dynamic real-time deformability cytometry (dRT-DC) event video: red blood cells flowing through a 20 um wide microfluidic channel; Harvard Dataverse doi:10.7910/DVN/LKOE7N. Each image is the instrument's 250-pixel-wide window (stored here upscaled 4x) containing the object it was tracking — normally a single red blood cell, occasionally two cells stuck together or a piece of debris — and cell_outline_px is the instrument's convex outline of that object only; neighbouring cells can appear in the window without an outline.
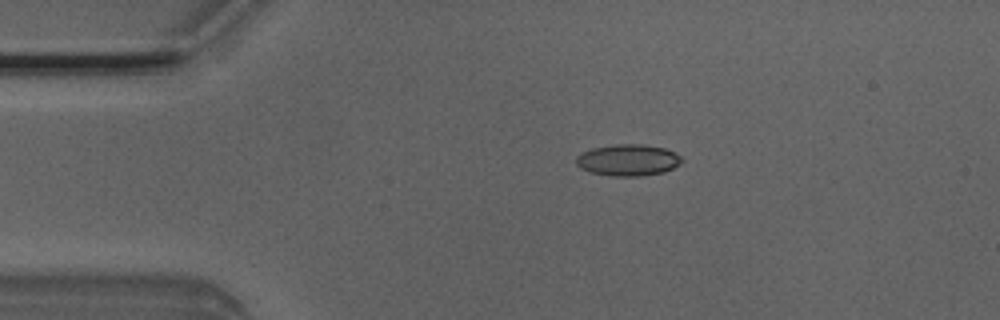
{"species": "Egyptian fruit bat (a non-hibernating species)", "species_latin": "Rousettus aegyptiacus", "temperature_condition": "room temperature", "stored_images_in_passage": 2, "camera_frame_rate_fps": 3000, "um_per_image_px": 0.085, "animal": {"sex": "male"}, "frame": {"image": 1, "passage_image": 1, "time_ms": 0.0, "image_size_px": [1000, 320], "cell_outline_px": [[684, 160], [680, 164], [664, 172], [644, 176], [612, 176], [588, 172], [580, 168], [576, 164], [576, 156], [592, 148], [616, 144], [644, 144], [664, 148], [680, 156]], "centroid_in_image_um": [53.37, 13.61], "position_along_channel_um": 31.6, "area_um2": 19.48}}